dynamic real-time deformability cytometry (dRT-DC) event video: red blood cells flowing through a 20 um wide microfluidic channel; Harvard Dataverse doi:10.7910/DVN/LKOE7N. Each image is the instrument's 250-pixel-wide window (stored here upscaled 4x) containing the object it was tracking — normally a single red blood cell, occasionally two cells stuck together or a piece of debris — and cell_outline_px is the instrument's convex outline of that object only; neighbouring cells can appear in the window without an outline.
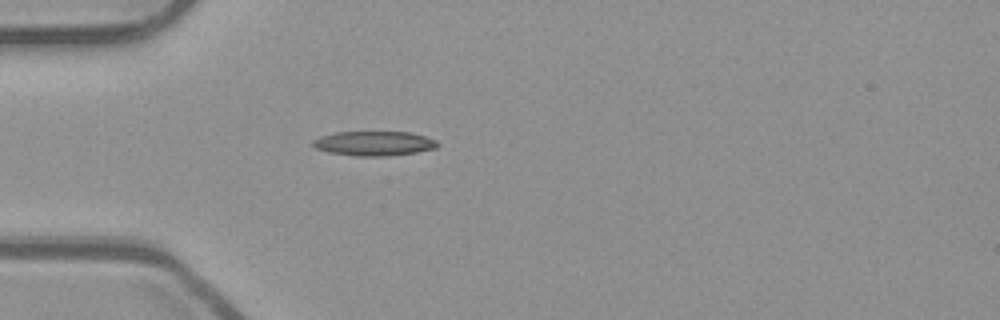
{"species": "common noctule bat (a hibernating species)", "species_latin": "Nyctalus noctula", "temperature_condition": "room temperature", "stored_images_in_passage": 39, "camera_frame_rate_fps": 3000, "um_per_image_px": 0.085, "animal": {"sex": "male", "body_mass_g": 23.1, "forearm_length_mm": 52.7}, "frame": {"image": 1, "passage_image": 1, "time_ms": 0.0, "image_size_px": [1000, 320], "cell_outline_px": [[440, 144], [436, 148], [416, 152], [384, 156], [356, 156], [332, 152], [316, 148], [312, 144], [312, 140], [320, 136], [336, 132], [408, 132], [424, 136], [436, 140]], "centroid_in_image_um": [31.8, 12.18], "position_along_channel_um": 53.2, "area_um2": 17.63}}
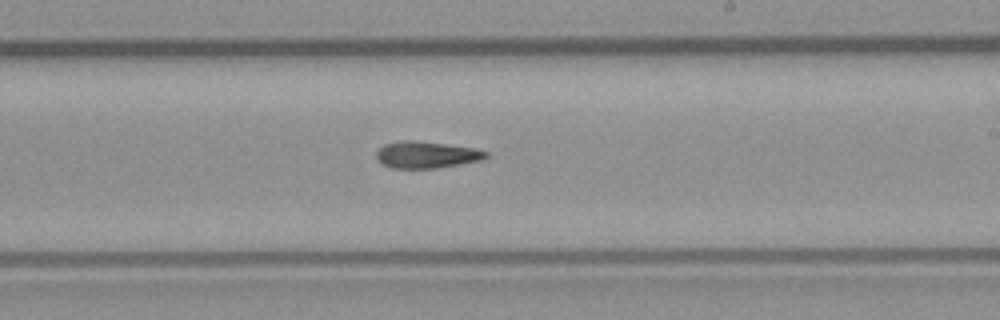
{"frame": {"image": 2, "passage_image": 17, "time_ms": 5.333, "image_size_px": [1000, 320], "cell_outline_px": [[488, 156], [484, 160], [436, 168], [392, 168], [376, 160], [376, 152], [384, 144], [404, 140], [416, 140], [476, 148], [488, 152]], "centroid_in_image_um": [36.27, 13.15], "position_along_channel_um": 252.7, "area_um2": 17.17}}
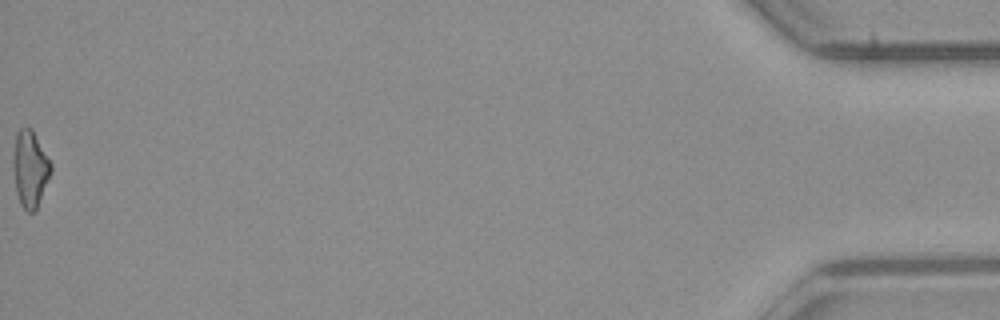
{"frame": {"image": 3, "passage_image": 39, "time_ms": 12.667, "image_size_px": [1000, 320], "cell_outline_px": [[52, 172], [36, 212], [28, 212], [20, 204], [16, 192], [12, 164], [12, 156], [16, 132], [20, 128], [32, 128], [52, 164]], "centroid_in_image_um": [2.56, 14.36], "position_along_channel_um": 432.6, "area_um2": 17.22}, "authors_computed_cell_mechanics": {"area_um2": 16.9354, "velocity_mm_per_s": 3.8914, "shape_relaxation_time_tau1_ms": 8.6772, "shape_relaxation_time_tau2_ms": null, "deformation_change_tau1": 0.2355, "deformation_change_tau2": null}}